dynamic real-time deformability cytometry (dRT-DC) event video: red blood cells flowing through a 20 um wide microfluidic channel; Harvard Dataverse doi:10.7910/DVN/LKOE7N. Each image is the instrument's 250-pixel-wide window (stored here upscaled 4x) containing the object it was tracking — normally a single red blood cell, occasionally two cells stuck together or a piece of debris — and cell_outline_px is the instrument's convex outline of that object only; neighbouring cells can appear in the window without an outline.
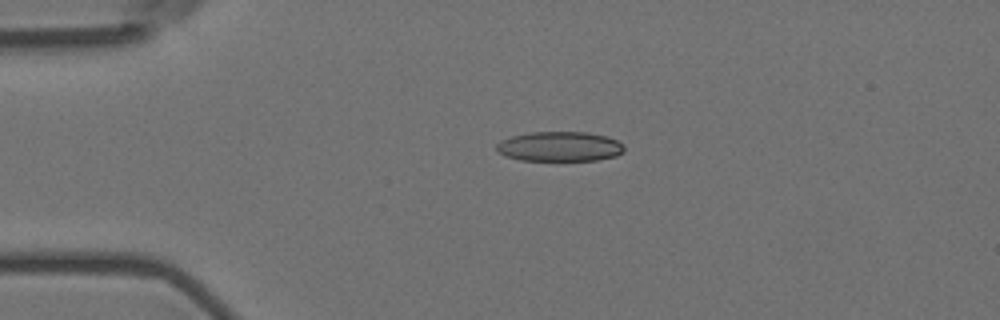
{"species": "Egyptian fruit bat (a non-hibernating species)", "species_latin": "Rousettus aegyptiacus", "temperature_condition": "room temperature", "stored_images_in_passage": 6, "camera_frame_rate_fps": 3000, "um_per_image_px": 0.085, "animal": {"sex": "female"}, "frame": {"image": 1, "passage_image": 4, "time_ms": 1.0, "image_size_px": [1000, 320], "cell_outline_px": [[624, 152], [616, 156], [596, 160], [520, 160], [504, 156], [496, 152], [496, 144], [500, 140], [512, 136], [532, 132], [588, 132], [608, 136], [624, 144]], "centroid_in_image_um": [47.57, 12.45], "position_along_channel_um": 37.4, "area_um2": 22.37}}